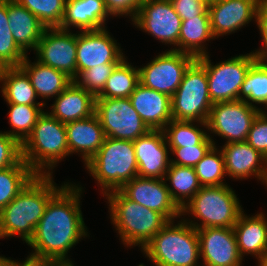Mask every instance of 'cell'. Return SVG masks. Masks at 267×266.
<instances>
[{"label": "cell", "mask_w": 267, "mask_h": 266, "mask_svg": "<svg viewBox=\"0 0 267 266\" xmlns=\"http://www.w3.org/2000/svg\"><path fill=\"white\" fill-rule=\"evenodd\" d=\"M82 186L66 184L49 200L44 215L27 245L32 249L26 260L30 266H67L69 250L88 237L80 198Z\"/></svg>", "instance_id": "6da1fadb"}, {"label": "cell", "mask_w": 267, "mask_h": 266, "mask_svg": "<svg viewBox=\"0 0 267 266\" xmlns=\"http://www.w3.org/2000/svg\"><path fill=\"white\" fill-rule=\"evenodd\" d=\"M52 175L37 174L0 212V239L18 235L27 244L44 215L49 200L66 184Z\"/></svg>", "instance_id": "7a4b0ae2"}, {"label": "cell", "mask_w": 267, "mask_h": 266, "mask_svg": "<svg viewBox=\"0 0 267 266\" xmlns=\"http://www.w3.org/2000/svg\"><path fill=\"white\" fill-rule=\"evenodd\" d=\"M105 197L111 224L125 247L142 249L169 222L161 213L128 199L120 190Z\"/></svg>", "instance_id": "3957f363"}, {"label": "cell", "mask_w": 267, "mask_h": 266, "mask_svg": "<svg viewBox=\"0 0 267 266\" xmlns=\"http://www.w3.org/2000/svg\"><path fill=\"white\" fill-rule=\"evenodd\" d=\"M21 145L23 161L39 175H52L57 163L69 157L66 126L49 111L44 110L38 117L32 133Z\"/></svg>", "instance_id": "277c9868"}, {"label": "cell", "mask_w": 267, "mask_h": 266, "mask_svg": "<svg viewBox=\"0 0 267 266\" xmlns=\"http://www.w3.org/2000/svg\"><path fill=\"white\" fill-rule=\"evenodd\" d=\"M169 221L143 248L155 266H200L197 230L181 218Z\"/></svg>", "instance_id": "5b68a950"}, {"label": "cell", "mask_w": 267, "mask_h": 266, "mask_svg": "<svg viewBox=\"0 0 267 266\" xmlns=\"http://www.w3.org/2000/svg\"><path fill=\"white\" fill-rule=\"evenodd\" d=\"M85 167L100 185L103 196L119 190L138 176L133 141L106 137Z\"/></svg>", "instance_id": "8992f818"}, {"label": "cell", "mask_w": 267, "mask_h": 266, "mask_svg": "<svg viewBox=\"0 0 267 266\" xmlns=\"http://www.w3.org/2000/svg\"><path fill=\"white\" fill-rule=\"evenodd\" d=\"M243 210L235 191L226 184L202 186L181 210V215H193L194 221L185 218L184 220L195 229L233 228ZM195 218L200 220V223L196 222Z\"/></svg>", "instance_id": "52a82bcc"}, {"label": "cell", "mask_w": 267, "mask_h": 266, "mask_svg": "<svg viewBox=\"0 0 267 266\" xmlns=\"http://www.w3.org/2000/svg\"><path fill=\"white\" fill-rule=\"evenodd\" d=\"M171 115L178 121L206 122L213 105L206 69L195 60L171 97Z\"/></svg>", "instance_id": "ba28073f"}, {"label": "cell", "mask_w": 267, "mask_h": 266, "mask_svg": "<svg viewBox=\"0 0 267 266\" xmlns=\"http://www.w3.org/2000/svg\"><path fill=\"white\" fill-rule=\"evenodd\" d=\"M205 69L212 103L239 100V92L250 67L257 61L252 52L212 64L210 56L196 59Z\"/></svg>", "instance_id": "9c48e42d"}, {"label": "cell", "mask_w": 267, "mask_h": 266, "mask_svg": "<svg viewBox=\"0 0 267 266\" xmlns=\"http://www.w3.org/2000/svg\"><path fill=\"white\" fill-rule=\"evenodd\" d=\"M94 113L109 138L135 141L150 131L129 98H95Z\"/></svg>", "instance_id": "30bf717a"}, {"label": "cell", "mask_w": 267, "mask_h": 266, "mask_svg": "<svg viewBox=\"0 0 267 266\" xmlns=\"http://www.w3.org/2000/svg\"><path fill=\"white\" fill-rule=\"evenodd\" d=\"M263 111L245 101L235 100L213 103L206 121L207 131L225 139V144L245 142L251 124L257 114Z\"/></svg>", "instance_id": "8fae6325"}, {"label": "cell", "mask_w": 267, "mask_h": 266, "mask_svg": "<svg viewBox=\"0 0 267 266\" xmlns=\"http://www.w3.org/2000/svg\"><path fill=\"white\" fill-rule=\"evenodd\" d=\"M195 60L196 58L190 54L168 49L144 67H138L139 81L147 88L172 97L186 70Z\"/></svg>", "instance_id": "7c38bea8"}, {"label": "cell", "mask_w": 267, "mask_h": 266, "mask_svg": "<svg viewBox=\"0 0 267 266\" xmlns=\"http://www.w3.org/2000/svg\"><path fill=\"white\" fill-rule=\"evenodd\" d=\"M131 21L159 42L178 45L182 19L170 0H145Z\"/></svg>", "instance_id": "4fadbf2b"}, {"label": "cell", "mask_w": 267, "mask_h": 266, "mask_svg": "<svg viewBox=\"0 0 267 266\" xmlns=\"http://www.w3.org/2000/svg\"><path fill=\"white\" fill-rule=\"evenodd\" d=\"M34 51L37 61L65 72L72 79L77 76V33L59 27L46 28Z\"/></svg>", "instance_id": "5bb4252c"}, {"label": "cell", "mask_w": 267, "mask_h": 266, "mask_svg": "<svg viewBox=\"0 0 267 266\" xmlns=\"http://www.w3.org/2000/svg\"><path fill=\"white\" fill-rule=\"evenodd\" d=\"M107 28L77 32V75L94 66L119 63L125 54Z\"/></svg>", "instance_id": "9a60e30c"}, {"label": "cell", "mask_w": 267, "mask_h": 266, "mask_svg": "<svg viewBox=\"0 0 267 266\" xmlns=\"http://www.w3.org/2000/svg\"><path fill=\"white\" fill-rule=\"evenodd\" d=\"M164 178L134 177L119 190L130 200L161 213L168 221L182 217L181 209L172 200Z\"/></svg>", "instance_id": "2e32d148"}, {"label": "cell", "mask_w": 267, "mask_h": 266, "mask_svg": "<svg viewBox=\"0 0 267 266\" xmlns=\"http://www.w3.org/2000/svg\"><path fill=\"white\" fill-rule=\"evenodd\" d=\"M260 0H213L208 5L210 27L216 39L257 22Z\"/></svg>", "instance_id": "e0dca14e"}, {"label": "cell", "mask_w": 267, "mask_h": 266, "mask_svg": "<svg viewBox=\"0 0 267 266\" xmlns=\"http://www.w3.org/2000/svg\"><path fill=\"white\" fill-rule=\"evenodd\" d=\"M202 266H242L233 228L196 229Z\"/></svg>", "instance_id": "ac0fdd59"}, {"label": "cell", "mask_w": 267, "mask_h": 266, "mask_svg": "<svg viewBox=\"0 0 267 266\" xmlns=\"http://www.w3.org/2000/svg\"><path fill=\"white\" fill-rule=\"evenodd\" d=\"M134 143L135 157L138 165V176L161 179L165 177L169 165L170 148L163 130H150L138 137Z\"/></svg>", "instance_id": "d6986e66"}, {"label": "cell", "mask_w": 267, "mask_h": 266, "mask_svg": "<svg viewBox=\"0 0 267 266\" xmlns=\"http://www.w3.org/2000/svg\"><path fill=\"white\" fill-rule=\"evenodd\" d=\"M221 151L227 176L237 181L254 176L267 186V159L246 141L224 144Z\"/></svg>", "instance_id": "ffe728a7"}, {"label": "cell", "mask_w": 267, "mask_h": 266, "mask_svg": "<svg viewBox=\"0 0 267 266\" xmlns=\"http://www.w3.org/2000/svg\"><path fill=\"white\" fill-rule=\"evenodd\" d=\"M129 99L150 130H163L173 119L171 97L139 83Z\"/></svg>", "instance_id": "44dd1931"}, {"label": "cell", "mask_w": 267, "mask_h": 266, "mask_svg": "<svg viewBox=\"0 0 267 266\" xmlns=\"http://www.w3.org/2000/svg\"><path fill=\"white\" fill-rule=\"evenodd\" d=\"M69 155L81 154L86 165L102 146L106 136L94 113L88 118L65 124Z\"/></svg>", "instance_id": "7402d4cb"}, {"label": "cell", "mask_w": 267, "mask_h": 266, "mask_svg": "<svg viewBox=\"0 0 267 266\" xmlns=\"http://www.w3.org/2000/svg\"><path fill=\"white\" fill-rule=\"evenodd\" d=\"M109 16L112 15L103 0H66L64 16L59 28L71 30V27H75L80 31L104 29Z\"/></svg>", "instance_id": "603a6c76"}, {"label": "cell", "mask_w": 267, "mask_h": 266, "mask_svg": "<svg viewBox=\"0 0 267 266\" xmlns=\"http://www.w3.org/2000/svg\"><path fill=\"white\" fill-rule=\"evenodd\" d=\"M54 99L49 113L63 124L88 118L95 112V97L74 81Z\"/></svg>", "instance_id": "cb8c5ba5"}, {"label": "cell", "mask_w": 267, "mask_h": 266, "mask_svg": "<svg viewBox=\"0 0 267 266\" xmlns=\"http://www.w3.org/2000/svg\"><path fill=\"white\" fill-rule=\"evenodd\" d=\"M263 212L247 216L244 211L233 227L239 254L259 260L267 252V218Z\"/></svg>", "instance_id": "d4e9b609"}, {"label": "cell", "mask_w": 267, "mask_h": 266, "mask_svg": "<svg viewBox=\"0 0 267 266\" xmlns=\"http://www.w3.org/2000/svg\"><path fill=\"white\" fill-rule=\"evenodd\" d=\"M7 16L17 45L26 54L29 49L35 50L46 29L45 25L16 0H7Z\"/></svg>", "instance_id": "484cf974"}, {"label": "cell", "mask_w": 267, "mask_h": 266, "mask_svg": "<svg viewBox=\"0 0 267 266\" xmlns=\"http://www.w3.org/2000/svg\"><path fill=\"white\" fill-rule=\"evenodd\" d=\"M35 61L31 62L27 55L20 64V67L29 76L38 98L47 100L57 97L73 82V79L65 72L54 69L37 60Z\"/></svg>", "instance_id": "4316f807"}, {"label": "cell", "mask_w": 267, "mask_h": 266, "mask_svg": "<svg viewBox=\"0 0 267 266\" xmlns=\"http://www.w3.org/2000/svg\"><path fill=\"white\" fill-rule=\"evenodd\" d=\"M2 96L5 102L21 105H46L38 98L27 73L20 67L0 68Z\"/></svg>", "instance_id": "83f0119b"}, {"label": "cell", "mask_w": 267, "mask_h": 266, "mask_svg": "<svg viewBox=\"0 0 267 266\" xmlns=\"http://www.w3.org/2000/svg\"><path fill=\"white\" fill-rule=\"evenodd\" d=\"M214 39L210 27V17H192L189 20H182L178 45L172 50L190 54L197 59L209 54L205 46L207 45L206 41Z\"/></svg>", "instance_id": "f1b7e54d"}, {"label": "cell", "mask_w": 267, "mask_h": 266, "mask_svg": "<svg viewBox=\"0 0 267 266\" xmlns=\"http://www.w3.org/2000/svg\"><path fill=\"white\" fill-rule=\"evenodd\" d=\"M164 180L169 181L167 188L172 200L182 210L201 189L194 167L170 164ZM187 199V200H186Z\"/></svg>", "instance_id": "f546056e"}, {"label": "cell", "mask_w": 267, "mask_h": 266, "mask_svg": "<svg viewBox=\"0 0 267 266\" xmlns=\"http://www.w3.org/2000/svg\"><path fill=\"white\" fill-rule=\"evenodd\" d=\"M139 83V69L123 58L107 79L102 92L95 98H129Z\"/></svg>", "instance_id": "4dcf8cb0"}, {"label": "cell", "mask_w": 267, "mask_h": 266, "mask_svg": "<svg viewBox=\"0 0 267 266\" xmlns=\"http://www.w3.org/2000/svg\"><path fill=\"white\" fill-rule=\"evenodd\" d=\"M37 174L23 161L0 170V212Z\"/></svg>", "instance_id": "1f68e13d"}, {"label": "cell", "mask_w": 267, "mask_h": 266, "mask_svg": "<svg viewBox=\"0 0 267 266\" xmlns=\"http://www.w3.org/2000/svg\"><path fill=\"white\" fill-rule=\"evenodd\" d=\"M204 128L207 130L206 122L195 123V121H178L172 119L163 131L168 147L176 148L199 145L209 135L206 130H203Z\"/></svg>", "instance_id": "d6a6232c"}, {"label": "cell", "mask_w": 267, "mask_h": 266, "mask_svg": "<svg viewBox=\"0 0 267 266\" xmlns=\"http://www.w3.org/2000/svg\"><path fill=\"white\" fill-rule=\"evenodd\" d=\"M8 120L12 130L5 133L17 139L21 144L32 133L38 117L45 105H21L8 103Z\"/></svg>", "instance_id": "836d02e7"}, {"label": "cell", "mask_w": 267, "mask_h": 266, "mask_svg": "<svg viewBox=\"0 0 267 266\" xmlns=\"http://www.w3.org/2000/svg\"><path fill=\"white\" fill-rule=\"evenodd\" d=\"M26 56L15 42L9 27L7 0H0V68L18 67Z\"/></svg>", "instance_id": "e575fe53"}, {"label": "cell", "mask_w": 267, "mask_h": 266, "mask_svg": "<svg viewBox=\"0 0 267 266\" xmlns=\"http://www.w3.org/2000/svg\"><path fill=\"white\" fill-rule=\"evenodd\" d=\"M239 100L267 109V69L256 61L249 69L239 92ZM255 103V105H254Z\"/></svg>", "instance_id": "d590c367"}, {"label": "cell", "mask_w": 267, "mask_h": 266, "mask_svg": "<svg viewBox=\"0 0 267 266\" xmlns=\"http://www.w3.org/2000/svg\"><path fill=\"white\" fill-rule=\"evenodd\" d=\"M199 183L202 186H220L224 183L225 164L221 149L213 146L208 153L194 166Z\"/></svg>", "instance_id": "8d00e7d4"}, {"label": "cell", "mask_w": 267, "mask_h": 266, "mask_svg": "<svg viewBox=\"0 0 267 266\" xmlns=\"http://www.w3.org/2000/svg\"><path fill=\"white\" fill-rule=\"evenodd\" d=\"M33 13L46 28L60 27L66 0H16Z\"/></svg>", "instance_id": "74e56055"}, {"label": "cell", "mask_w": 267, "mask_h": 266, "mask_svg": "<svg viewBox=\"0 0 267 266\" xmlns=\"http://www.w3.org/2000/svg\"><path fill=\"white\" fill-rule=\"evenodd\" d=\"M118 63H106L102 66H94L87 70L81 71L73 81L84 88L87 92L97 97L105 87L107 79Z\"/></svg>", "instance_id": "f35d334b"}, {"label": "cell", "mask_w": 267, "mask_h": 266, "mask_svg": "<svg viewBox=\"0 0 267 266\" xmlns=\"http://www.w3.org/2000/svg\"><path fill=\"white\" fill-rule=\"evenodd\" d=\"M214 145L216 142L208 135L199 145L170 148L171 155L176 156L171 164L194 167Z\"/></svg>", "instance_id": "ab89813d"}, {"label": "cell", "mask_w": 267, "mask_h": 266, "mask_svg": "<svg viewBox=\"0 0 267 266\" xmlns=\"http://www.w3.org/2000/svg\"><path fill=\"white\" fill-rule=\"evenodd\" d=\"M246 142L267 159V112L260 111L254 118Z\"/></svg>", "instance_id": "60d3db41"}, {"label": "cell", "mask_w": 267, "mask_h": 266, "mask_svg": "<svg viewBox=\"0 0 267 266\" xmlns=\"http://www.w3.org/2000/svg\"><path fill=\"white\" fill-rule=\"evenodd\" d=\"M22 160V145L12 136L0 132V170L18 164Z\"/></svg>", "instance_id": "b9f144b4"}, {"label": "cell", "mask_w": 267, "mask_h": 266, "mask_svg": "<svg viewBox=\"0 0 267 266\" xmlns=\"http://www.w3.org/2000/svg\"><path fill=\"white\" fill-rule=\"evenodd\" d=\"M182 20L196 16H209L208 5L198 0H170Z\"/></svg>", "instance_id": "7bdbcfd3"}, {"label": "cell", "mask_w": 267, "mask_h": 266, "mask_svg": "<svg viewBox=\"0 0 267 266\" xmlns=\"http://www.w3.org/2000/svg\"><path fill=\"white\" fill-rule=\"evenodd\" d=\"M105 6L112 17H120L124 15L131 17V20L136 16L141 4L145 0H103Z\"/></svg>", "instance_id": "ee69618b"}, {"label": "cell", "mask_w": 267, "mask_h": 266, "mask_svg": "<svg viewBox=\"0 0 267 266\" xmlns=\"http://www.w3.org/2000/svg\"><path fill=\"white\" fill-rule=\"evenodd\" d=\"M263 45H267V0H260L257 12V22Z\"/></svg>", "instance_id": "f6af8a7d"}, {"label": "cell", "mask_w": 267, "mask_h": 266, "mask_svg": "<svg viewBox=\"0 0 267 266\" xmlns=\"http://www.w3.org/2000/svg\"><path fill=\"white\" fill-rule=\"evenodd\" d=\"M256 55L257 61L267 69V45H262L258 50H253Z\"/></svg>", "instance_id": "bcb514c9"}, {"label": "cell", "mask_w": 267, "mask_h": 266, "mask_svg": "<svg viewBox=\"0 0 267 266\" xmlns=\"http://www.w3.org/2000/svg\"><path fill=\"white\" fill-rule=\"evenodd\" d=\"M0 266H30L28 261L19 262L17 260H11L5 256H0Z\"/></svg>", "instance_id": "7dc6e473"}, {"label": "cell", "mask_w": 267, "mask_h": 266, "mask_svg": "<svg viewBox=\"0 0 267 266\" xmlns=\"http://www.w3.org/2000/svg\"><path fill=\"white\" fill-rule=\"evenodd\" d=\"M258 266H267V252L258 260Z\"/></svg>", "instance_id": "c3c4849f"}, {"label": "cell", "mask_w": 267, "mask_h": 266, "mask_svg": "<svg viewBox=\"0 0 267 266\" xmlns=\"http://www.w3.org/2000/svg\"><path fill=\"white\" fill-rule=\"evenodd\" d=\"M198 1H201V2L209 5L213 0H198Z\"/></svg>", "instance_id": "681fc988"}]
</instances>
